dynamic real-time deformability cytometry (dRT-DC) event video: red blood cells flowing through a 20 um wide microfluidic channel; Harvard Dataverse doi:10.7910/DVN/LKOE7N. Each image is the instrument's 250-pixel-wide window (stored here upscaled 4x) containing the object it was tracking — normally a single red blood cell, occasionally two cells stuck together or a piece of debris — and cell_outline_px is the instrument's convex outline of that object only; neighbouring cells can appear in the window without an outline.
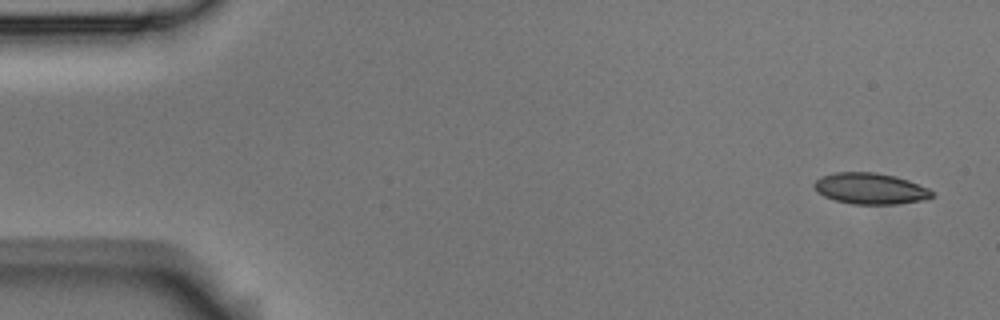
{"species": "Egyptian fruit bat (a non-hibernating species)", "species_latin": "Rousettus aegyptiacus", "temperature_condition": "room temperature", "stored_images_in_passage": 55, "camera_frame_rate_fps": 3000, "um_per_image_px": 0.085, "animal": {"sex": "male"}, "frame": {"image": 1, "passage_image": 1, "time_ms": 0.0, "image_size_px": [1000, 320], "cell_outline_px": [[936, 192], [932, 196], [924, 200], [896, 204], [852, 204], [836, 200], [824, 196], [816, 192], [812, 184], [816, 180], [824, 176], [836, 172], [876, 172], [896, 176], [908, 180], [928, 188]], "centroid_in_image_um": [73.99, 16.03], "position_along_channel_um": 11.0, "area_um2": 21.44}}
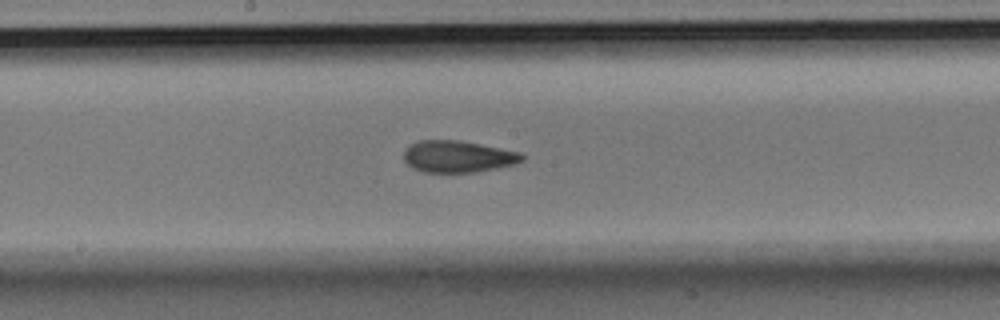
{"frame": {"image": 2, "passage_image": 28, "time_ms": 9.0, "image_size_px": [1000, 320], "cell_outline_px": [[524, 160], [516, 164], [476, 172], [424, 172], [412, 168], [404, 160], [404, 148], [416, 140], [460, 140], [524, 152]], "centroid_in_image_um": [38.94, 13.29], "position_along_channel_um": 209.3, "area_um2": 22.25}}
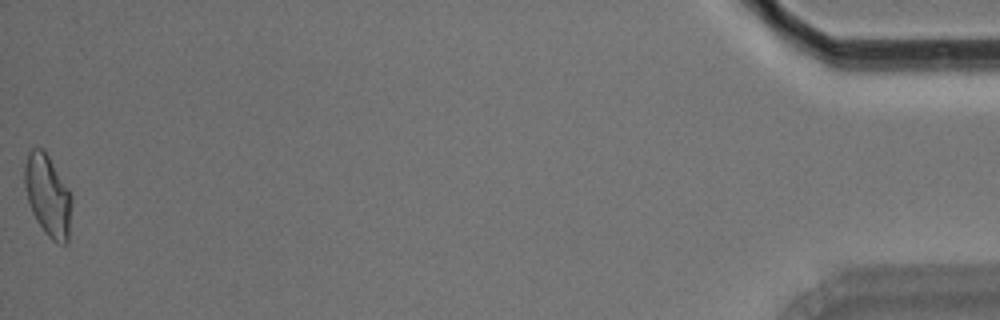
{"frame": {"image": 3, "passage_image": 55, "time_ms": 18.0, "image_size_px": [1000, 320], "cell_outline_px": [[72, 200], [68, 244], [60, 244], [52, 240], [44, 232], [36, 220], [32, 212], [28, 200], [24, 184], [24, 164], [28, 152], [32, 148], [44, 148], [68, 188], [72, 196]], "centroid_in_image_um": [4.07, 16.62], "position_along_channel_um": 431.1, "area_um2": 22.54}, "authors_computed_cell_mechanics": {"area_um2": 21.8484, "velocity_mm_per_s": 3.5487, "shape_relaxation_time_tau1_ms": 9.0279, "shape_relaxation_time_tau2_ms": 1.8885, "deformation_change_tau1": 0.1975, "deformation_change_tau2": 0.0698}}